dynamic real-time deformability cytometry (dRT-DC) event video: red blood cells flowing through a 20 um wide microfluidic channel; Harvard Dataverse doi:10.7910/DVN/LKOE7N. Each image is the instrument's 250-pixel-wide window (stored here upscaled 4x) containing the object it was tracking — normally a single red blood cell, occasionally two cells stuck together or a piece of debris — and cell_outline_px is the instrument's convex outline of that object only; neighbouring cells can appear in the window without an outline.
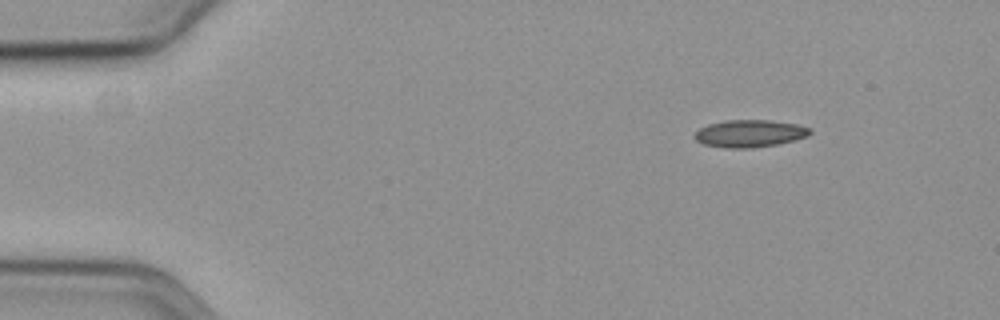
{"species": "common noctule bat (a hibernating species)", "species_latin": "Nyctalus noctula", "temperature_condition": "cold", "stored_images_in_passage": 51, "camera_frame_rate_fps": 3000, "um_per_image_px": 0.085, "animal": {"sex": "female", "body_mass_g": 19.3, "forearm_length_mm": 54.1}, "frame": {"image": 1, "passage_image": 1, "time_ms": 0.0, "image_size_px": [1000, 320], "cell_outline_px": [[812, 132], [808, 136], [796, 140], [776, 144], [752, 148], [724, 148], [704, 144], [696, 140], [696, 132], [700, 128], [708, 124], [728, 120], [768, 120], [796, 124], [812, 128]], "centroid_in_image_um": [63.76, 11.35], "position_along_channel_um": 21.2, "area_um2": 18.32}}
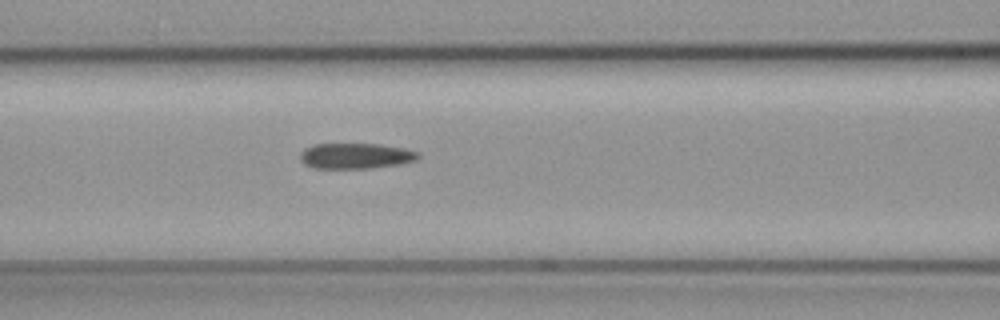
{"frame": {"image": 2, "passage_image": 18, "time_ms": 5.667, "image_size_px": [1000, 320], "cell_outline_px": [[420, 156], [416, 160], [400, 164], [368, 168], [316, 168], [304, 164], [300, 160], [300, 152], [304, 148], [312, 144], [380, 144], [404, 148], [420, 152]], "centroid_in_image_um": [30.22, 13.24], "position_along_channel_um": 136.4, "area_um2": 17.69}}
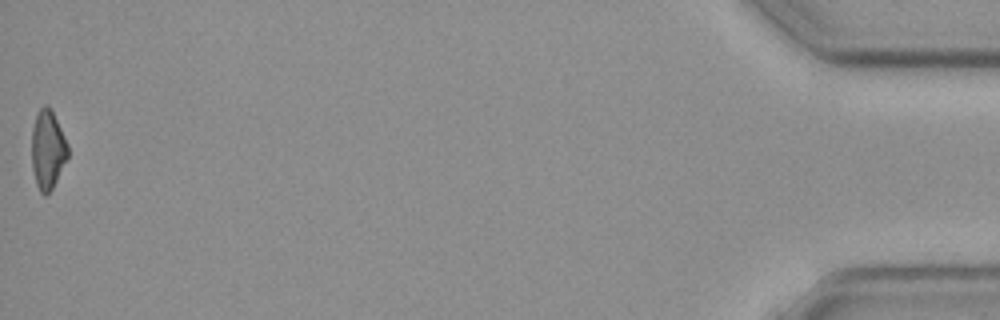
{"frame": {"image": 3, "passage_image": 51, "time_ms": 16.667, "image_size_px": [1000, 320], "cell_outline_px": [[68, 156], [52, 188], [44, 196], [40, 192], [36, 184], [32, 168], [32, 128], [36, 112], [44, 104], [48, 104], [68, 144]], "centroid_in_image_um": [4.03, 12.7], "position_along_channel_um": 431.2, "area_um2": 16.47}}